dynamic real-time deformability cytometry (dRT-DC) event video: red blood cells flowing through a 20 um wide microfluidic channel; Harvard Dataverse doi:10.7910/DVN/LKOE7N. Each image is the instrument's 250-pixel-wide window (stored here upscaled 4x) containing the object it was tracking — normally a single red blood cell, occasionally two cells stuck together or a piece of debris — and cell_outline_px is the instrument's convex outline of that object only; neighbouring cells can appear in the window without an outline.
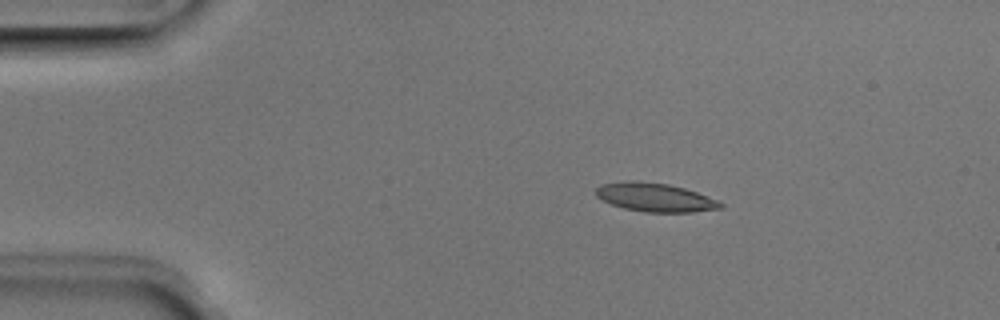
{"species": "Egyptian fruit bat (a non-hibernating species)", "species_latin": "Rousettus aegyptiacus", "temperature_condition": "room temperature", "stored_images_in_passage": 43, "camera_frame_rate_fps": 3000, "um_per_image_px": 0.085, "animal": {"sex": "male"}, "frame": {"image": 1, "passage_image": 1, "time_ms": 0.0, "image_size_px": [1000, 320], "cell_outline_px": [[724, 208], [692, 212], [644, 212], [624, 208], [612, 204], [596, 196], [596, 188], [600, 184], [628, 180], [636, 180], [668, 184], [684, 188], [720, 200], [724, 204]], "centroid_in_image_um": [55.71, 16.77], "position_along_channel_um": 29.3, "area_um2": 20.92}}
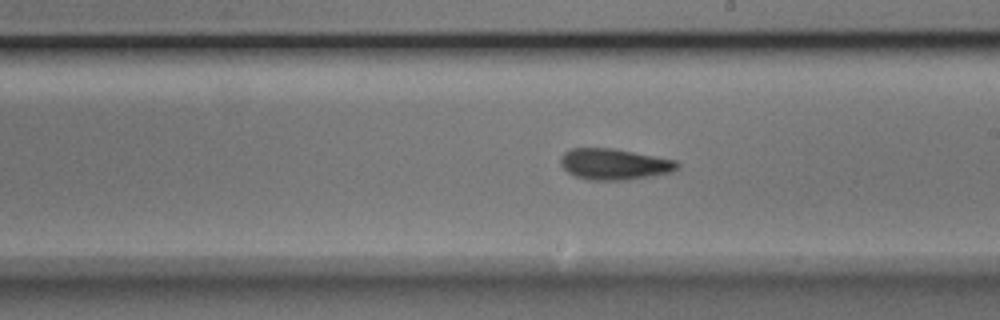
{"frame": {"image": 2, "passage_image": 21, "time_ms": 6.667, "image_size_px": [1000, 320], "cell_outline_px": [[680, 168], [672, 172], [652, 176], [628, 180], [588, 180], [576, 176], [568, 172], [560, 164], [560, 156], [564, 152], [572, 148], [616, 148], [676, 160], [680, 164]], "centroid_in_image_um": [52.24, 13.95], "position_along_channel_um": 236.8, "area_um2": 21.44}}
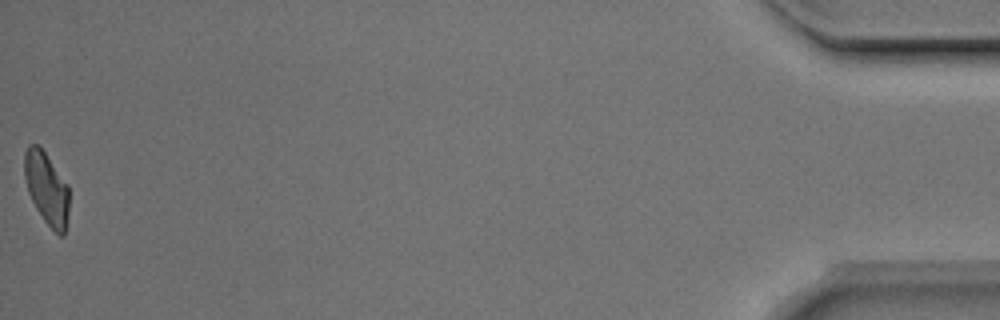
{"frame": {"image": 3, "passage_image": 43, "time_ms": 14.0, "image_size_px": [1000, 320], "cell_outline_px": [[68, 212], [64, 236], [60, 236], [44, 220], [36, 208], [28, 192], [24, 176], [24, 152], [28, 144], [40, 144], [68, 184]], "centroid_in_image_um": [3.95, 15.95], "position_along_channel_um": 431.2, "area_um2": 18.96}, "authors_computed_cell_mechanics": {"area_um2": 20.6346, "velocity_mm_per_s": 3.9716, "shape_relaxation_time_tau1_ms": 8.6097, "shape_relaxation_time_tau2_ms": 3.7016, "deformation_change_tau1": 0.1992, "deformation_change_tau2": 0.1129}}